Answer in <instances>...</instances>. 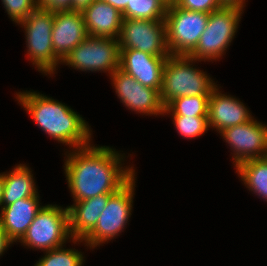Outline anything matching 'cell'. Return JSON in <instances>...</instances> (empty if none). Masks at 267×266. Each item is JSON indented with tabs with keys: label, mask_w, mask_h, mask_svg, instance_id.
Segmentation results:
<instances>
[{
	"label": "cell",
	"mask_w": 267,
	"mask_h": 266,
	"mask_svg": "<svg viewBox=\"0 0 267 266\" xmlns=\"http://www.w3.org/2000/svg\"><path fill=\"white\" fill-rule=\"evenodd\" d=\"M168 3L165 0H130L122 12L123 19H165Z\"/></svg>",
	"instance_id": "obj_22"
},
{
	"label": "cell",
	"mask_w": 267,
	"mask_h": 266,
	"mask_svg": "<svg viewBox=\"0 0 267 266\" xmlns=\"http://www.w3.org/2000/svg\"><path fill=\"white\" fill-rule=\"evenodd\" d=\"M253 117L246 123L225 128L220 132L233 151V164L263 158L267 155V125ZM266 125V126H265Z\"/></svg>",
	"instance_id": "obj_11"
},
{
	"label": "cell",
	"mask_w": 267,
	"mask_h": 266,
	"mask_svg": "<svg viewBox=\"0 0 267 266\" xmlns=\"http://www.w3.org/2000/svg\"><path fill=\"white\" fill-rule=\"evenodd\" d=\"M113 194H102L67 206L69 231L72 239L83 240L96 226L109 198Z\"/></svg>",
	"instance_id": "obj_18"
},
{
	"label": "cell",
	"mask_w": 267,
	"mask_h": 266,
	"mask_svg": "<svg viewBox=\"0 0 267 266\" xmlns=\"http://www.w3.org/2000/svg\"><path fill=\"white\" fill-rule=\"evenodd\" d=\"M110 77L120 102L128 109L140 114L164 116V106L157 89L143 86L120 69H117Z\"/></svg>",
	"instance_id": "obj_12"
},
{
	"label": "cell",
	"mask_w": 267,
	"mask_h": 266,
	"mask_svg": "<svg viewBox=\"0 0 267 266\" xmlns=\"http://www.w3.org/2000/svg\"><path fill=\"white\" fill-rule=\"evenodd\" d=\"M44 253L34 266H82L85 261L83 253L75 248L65 249L61 246Z\"/></svg>",
	"instance_id": "obj_23"
},
{
	"label": "cell",
	"mask_w": 267,
	"mask_h": 266,
	"mask_svg": "<svg viewBox=\"0 0 267 266\" xmlns=\"http://www.w3.org/2000/svg\"><path fill=\"white\" fill-rule=\"evenodd\" d=\"M219 89L216 86L209 97V128L213 127L220 133L225 128L246 123L253 118L243 102L231 95L222 94Z\"/></svg>",
	"instance_id": "obj_15"
},
{
	"label": "cell",
	"mask_w": 267,
	"mask_h": 266,
	"mask_svg": "<svg viewBox=\"0 0 267 266\" xmlns=\"http://www.w3.org/2000/svg\"><path fill=\"white\" fill-rule=\"evenodd\" d=\"M18 25L25 30L27 56L32 64L44 75L53 76L61 64L52 44L54 12L36 8Z\"/></svg>",
	"instance_id": "obj_4"
},
{
	"label": "cell",
	"mask_w": 267,
	"mask_h": 266,
	"mask_svg": "<svg viewBox=\"0 0 267 266\" xmlns=\"http://www.w3.org/2000/svg\"><path fill=\"white\" fill-rule=\"evenodd\" d=\"M169 56H154L136 49H120L119 69L143 86L157 89L162 86V73Z\"/></svg>",
	"instance_id": "obj_13"
},
{
	"label": "cell",
	"mask_w": 267,
	"mask_h": 266,
	"mask_svg": "<svg viewBox=\"0 0 267 266\" xmlns=\"http://www.w3.org/2000/svg\"><path fill=\"white\" fill-rule=\"evenodd\" d=\"M209 14L191 11L170 3L166 9L165 26L170 55L189 56L199 43Z\"/></svg>",
	"instance_id": "obj_8"
},
{
	"label": "cell",
	"mask_w": 267,
	"mask_h": 266,
	"mask_svg": "<svg viewBox=\"0 0 267 266\" xmlns=\"http://www.w3.org/2000/svg\"><path fill=\"white\" fill-rule=\"evenodd\" d=\"M39 200V196H33L1 207L0 226L13 242L23 238L38 211L43 207Z\"/></svg>",
	"instance_id": "obj_16"
},
{
	"label": "cell",
	"mask_w": 267,
	"mask_h": 266,
	"mask_svg": "<svg viewBox=\"0 0 267 266\" xmlns=\"http://www.w3.org/2000/svg\"><path fill=\"white\" fill-rule=\"evenodd\" d=\"M173 3L182 9L208 14L222 8L218 0H175Z\"/></svg>",
	"instance_id": "obj_26"
},
{
	"label": "cell",
	"mask_w": 267,
	"mask_h": 266,
	"mask_svg": "<svg viewBox=\"0 0 267 266\" xmlns=\"http://www.w3.org/2000/svg\"><path fill=\"white\" fill-rule=\"evenodd\" d=\"M210 95L175 98L164 107V115L208 117Z\"/></svg>",
	"instance_id": "obj_21"
},
{
	"label": "cell",
	"mask_w": 267,
	"mask_h": 266,
	"mask_svg": "<svg viewBox=\"0 0 267 266\" xmlns=\"http://www.w3.org/2000/svg\"><path fill=\"white\" fill-rule=\"evenodd\" d=\"M222 7H236L244 10L245 0H218Z\"/></svg>",
	"instance_id": "obj_30"
},
{
	"label": "cell",
	"mask_w": 267,
	"mask_h": 266,
	"mask_svg": "<svg viewBox=\"0 0 267 266\" xmlns=\"http://www.w3.org/2000/svg\"><path fill=\"white\" fill-rule=\"evenodd\" d=\"M242 13L243 10L236 7H222L211 12L198 45L189 56L198 62L220 59L239 28Z\"/></svg>",
	"instance_id": "obj_6"
},
{
	"label": "cell",
	"mask_w": 267,
	"mask_h": 266,
	"mask_svg": "<svg viewBox=\"0 0 267 266\" xmlns=\"http://www.w3.org/2000/svg\"><path fill=\"white\" fill-rule=\"evenodd\" d=\"M168 4L173 3L175 0H165Z\"/></svg>",
	"instance_id": "obj_33"
},
{
	"label": "cell",
	"mask_w": 267,
	"mask_h": 266,
	"mask_svg": "<svg viewBox=\"0 0 267 266\" xmlns=\"http://www.w3.org/2000/svg\"><path fill=\"white\" fill-rule=\"evenodd\" d=\"M135 180L136 177L134 176L109 198L95 228L83 240L72 239L74 244L83 242L87 248L94 249L109 240L111 241L124 230L129 217L132 215Z\"/></svg>",
	"instance_id": "obj_5"
},
{
	"label": "cell",
	"mask_w": 267,
	"mask_h": 266,
	"mask_svg": "<svg viewBox=\"0 0 267 266\" xmlns=\"http://www.w3.org/2000/svg\"><path fill=\"white\" fill-rule=\"evenodd\" d=\"M36 5L53 12L72 10V0H36Z\"/></svg>",
	"instance_id": "obj_27"
},
{
	"label": "cell",
	"mask_w": 267,
	"mask_h": 266,
	"mask_svg": "<svg viewBox=\"0 0 267 266\" xmlns=\"http://www.w3.org/2000/svg\"><path fill=\"white\" fill-rule=\"evenodd\" d=\"M94 0H72V11L83 12Z\"/></svg>",
	"instance_id": "obj_29"
},
{
	"label": "cell",
	"mask_w": 267,
	"mask_h": 266,
	"mask_svg": "<svg viewBox=\"0 0 267 266\" xmlns=\"http://www.w3.org/2000/svg\"><path fill=\"white\" fill-rule=\"evenodd\" d=\"M88 36L82 12L72 10L54 12L52 44L54 54L61 61Z\"/></svg>",
	"instance_id": "obj_14"
},
{
	"label": "cell",
	"mask_w": 267,
	"mask_h": 266,
	"mask_svg": "<svg viewBox=\"0 0 267 266\" xmlns=\"http://www.w3.org/2000/svg\"><path fill=\"white\" fill-rule=\"evenodd\" d=\"M118 42L120 49H136L154 56H170L165 19H123Z\"/></svg>",
	"instance_id": "obj_10"
},
{
	"label": "cell",
	"mask_w": 267,
	"mask_h": 266,
	"mask_svg": "<svg viewBox=\"0 0 267 266\" xmlns=\"http://www.w3.org/2000/svg\"><path fill=\"white\" fill-rule=\"evenodd\" d=\"M14 242L8 237V235L3 231L0 226V256L8 249L9 245Z\"/></svg>",
	"instance_id": "obj_28"
},
{
	"label": "cell",
	"mask_w": 267,
	"mask_h": 266,
	"mask_svg": "<svg viewBox=\"0 0 267 266\" xmlns=\"http://www.w3.org/2000/svg\"><path fill=\"white\" fill-rule=\"evenodd\" d=\"M10 19L19 24L37 8L36 0H1Z\"/></svg>",
	"instance_id": "obj_25"
},
{
	"label": "cell",
	"mask_w": 267,
	"mask_h": 266,
	"mask_svg": "<svg viewBox=\"0 0 267 266\" xmlns=\"http://www.w3.org/2000/svg\"><path fill=\"white\" fill-rule=\"evenodd\" d=\"M3 184H4V173H0V207L2 201V194H3Z\"/></svg>",
	"instance_id": "obj_32"
},
{
	"label": "cell",
	"mask_w": 267,
	"mask_h": 266,
	"mask_svg": "<svg viewBox=\"0 0 267 266\" xmlns=\"http://www.w3.org/2000/svg\"><path fill=\"white\" fill-rule=\"evenodd\" d=\"M176 131L184 138H196L209 130L207 117L172 116Z\"/></svg>",
	"instance_id": "obj_24"
},
{
	"label": "cell",
	"mask_w": 267,
	"mask_h": 266,
	"mask_svg": "<svg viewBox=\"0 0 267 266\" xmlns=\"http://www.w3.org/2000/svg\"><path fill=\"white\" fill-rule=\"evenodd\" d=\"M197 62L185 55H170L163 67L160 99L165 107L183 96L210 95L217 84L203 70L193 66Z\"/></svg>",
	"instance_id": "obj_3"
},
{
	"label": "cell",
	"mask_w": 267,
	"mask_h": 266,
	"mask_svg": "<svg viewBox=\"0 0 267 266\" xmlns=\"http://www.w3.org/2000/svg\"><path fill=\"white\" fill-rule=\"evenodd\" d=\"M69 239L72 237L68 207L47 204L38 211L26 234L18 242L30 249L48 251L65 246L63 244Z\"/></svg>",
	"instance_id": "obj_7"
},
{
	"label": "cell",
	"mask_w": 267,
	"mask_h": 266,
	"mask_svg": "<svg viewBox=\"0 0 267 266\" xmlns=\"http://www.w3.org/2000/svg\"><path fill=\"white\" fill-rule=\"evenodd\" d=\"M31 169L19 164L12 171L4 172L1 207L11 205L17 200L39 196Z\"/></svg>",
	"instance_id": "obj_19"
},
{
	"label": "cell",
	"mask_w": 267,
	"mask_h": 266,
	"mask_svg": "<svg viewBox=\"0 0 267 266\" xmlns=\"http://www.w3.org/2000/svg\"><path fill=\"white\" fill-rule=\"evenodd\" d=\"M16 95L18 103L49 137L73 149L90 145L92 130L88 122L65 103L36 91L26 90Z\"/></svg>",
	"instance_id": "obj_2"
},
{
	"label": "cell",
	"mask_w": 267,
	"mask_h": 266,
	"mask_svg": "<svg viewBox=\"0 0 267 266\" xmlns=\"http://www.w3.org/2000/svg\"><path fill=\"white\" fill-rule=\"evenodd\" d=\"M236 172L249 191L267 202V157L241 162Z\"/></svg>",
	"instance_id": "obj_20"
},
{
	"label": "cell",
	"mask_w": 267,
	"mask_h": 266,
	"mask_svg": "<svg viewBox=\"0 0 267 266\" xmlns=\"http://www.w3.org/2000/svg\"><path fill=\"white\" fill-rule=\"evenodd\" d=\"M75 70L88 72H108L109 75L119 69L120 46L118 39L110 37L88 36L71 50L61 61Z\"/></svg>",
	"instance_id": "obj_9"
},
{
	"label": "cell",
	"mask_w": 267,
	"mask_h": 266,
	"mask_svg": "<svg viewBox=\"0 0 267 266\" xmlns=\"http://www.w3.org/2000/svg\"><path fill=\"white\" fill-rule=\"evenodd\" d=\"M110 4L111 6L115 7L121 13L125 10L130 0H103Z\"/></svg>",
	"instance_id": "obj_31"
},
{
	"label": "cell",
	"mask_w": 267,
	"mask_h": 266,
	"mask_svg": "<svg viewBox=\"0 0 267 266\" xmlns=\"http://www.w3.org/2000/svg\"><path fill=\"white\" fill-rule=\"evenodd\" d=\"M82 15L89 36L118 39L123 16L115 7L103 0H94Z\"/></svg>",
	"instance_id": "obj_17"
},
{
	"label": "cell",
	"mask_w": 267,
	"mask_h": 266,
	"mask_svg": "<svg viewBox=\"0 0 267 266\" xmlns=\"http://www.w3.org/2000/svg\"><path fill=\"white\" fill-rule=\"evenodd\" d=\"M92 145L65 153L64 173L74 202L114 194L136 176L134 167L122 166L124 154Z\"/></svg>",
	"instance_id": "obj_1"
}]
</instances>
